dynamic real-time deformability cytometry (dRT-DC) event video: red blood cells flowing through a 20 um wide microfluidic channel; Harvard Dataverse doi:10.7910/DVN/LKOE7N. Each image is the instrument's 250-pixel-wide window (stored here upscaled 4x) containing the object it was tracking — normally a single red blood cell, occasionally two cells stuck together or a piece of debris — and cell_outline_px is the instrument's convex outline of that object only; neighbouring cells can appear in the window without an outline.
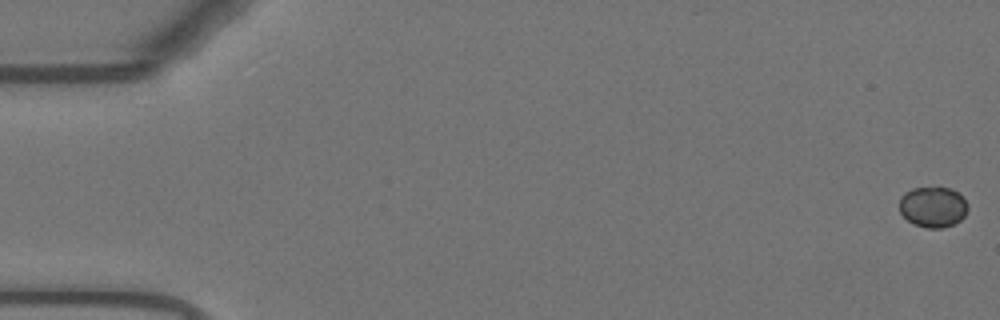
{"species": "Egyptian fruit bat (a non-hibernating species)", "species_latin": "Rousettus aegyptiacus", "temperature_condition": "warm", "stored_images_in_passage": 3, "camera_frame_rate_fps": 3000, "um_per_image_px": 0.085, "animal": {"sex": "female"}, "frame": {"image": 1, "passage_image": 1, "time_ms": 0.0, "image_size_px": [1000, 320], "cell_outline_px": [[968, 208], [964, 216], [960, 220], [944, 228], [928, 228], [916, 224], [908, 220], [900, 212], [900, 196], [904, 192], [912, 188], [952, 188], [964, 196], [968, 204]], "centroid_in_image_um": [79.32, 17.57], "position_along_channel_um": 5.7, "area_um2": 16.24}}